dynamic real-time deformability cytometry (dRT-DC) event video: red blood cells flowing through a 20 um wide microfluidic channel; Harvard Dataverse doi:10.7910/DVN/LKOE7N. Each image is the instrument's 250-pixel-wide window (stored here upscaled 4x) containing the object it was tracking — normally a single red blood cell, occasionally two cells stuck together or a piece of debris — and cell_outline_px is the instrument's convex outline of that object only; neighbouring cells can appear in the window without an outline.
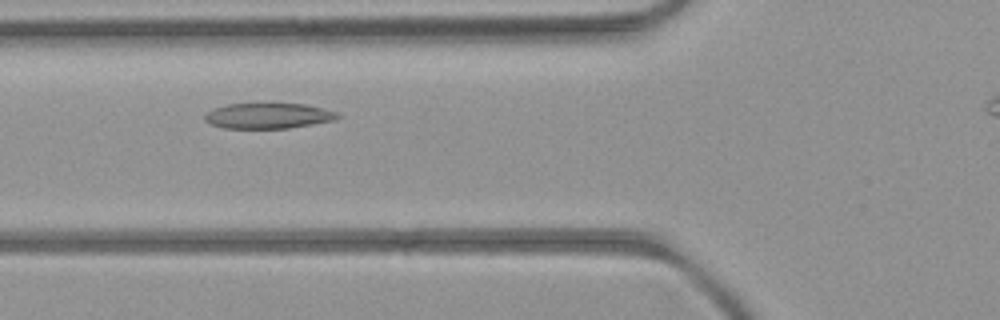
{"species": "common noctule bat (a hibernating species)", "species_latin": "Nyctalus noctula", "temperature_condition": "room temperature", "stored_images_in_passage": 36, "camera_frame_rate_fps": 3000, "um_per_image_px": 0.085, "animal": {"sex": "female", "body_mass_g": 21.9}, "frame": {"image": 1, "passage_image": 9, "time_ms": 2.667, "image_size_px": [1000, 320], "cell_outline_px": [[340, 116], [336, 120], [288, 128], [224, 128], [212, 124], [204, 120], [204, 116], [212, 108], [228, 104], [304, 104], [324, 108], [336, 112]], "centroid_in_image_um": [22.8, 9.84], "position_along_channel_um": 103.0, "area_um2": 19.59}}
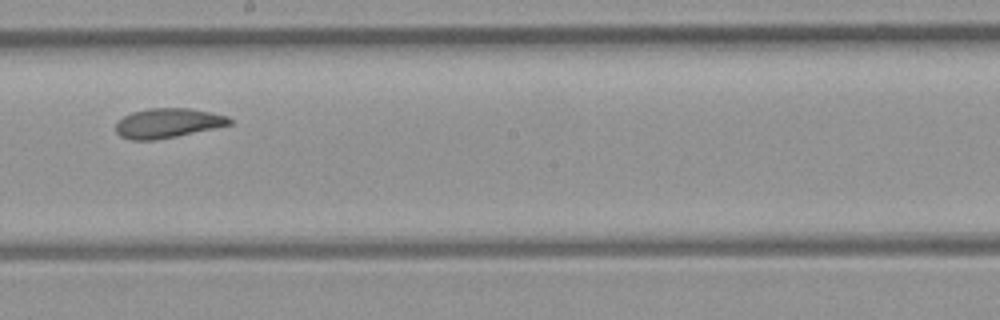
{"frame": {"image": 2, "passage_image": 19, "time_ms": 6.0, "image_size_px": [1000, 320], "cell_outline_px": [[232, 124], [216, 128], [156, 140], [132, 140], [120, 136], [116, 132], [116, 124], [124, 116], [132, 112], [148, 108], [192, 108], [228, 116], [232, 120]], "centroid_in_image_um": [14.28, 10.46], "position_along_channel_um": 233.9, "area_um2": 19.65}}
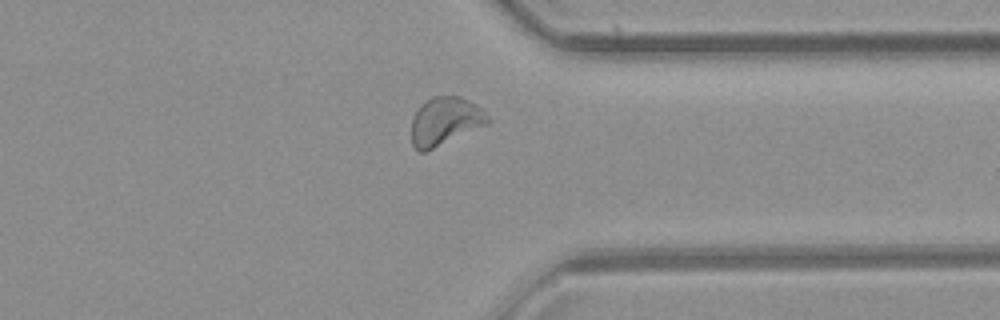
{"frame": {"image": 3, "passage_image": 30, "time_ms": 9.667, "image_size_px": [1000, 320], "cell_outline_px": [[492, 120], [488, 124], [424, 152], [420, 152], [412, 144], [412, 116], [420, 104], [432, 96], [460, 96], [476, 104]], "centroid_in_image_um": [37.82, 10.28], "position_along_channel_um": 373.6, "area_um2": 21.33}}